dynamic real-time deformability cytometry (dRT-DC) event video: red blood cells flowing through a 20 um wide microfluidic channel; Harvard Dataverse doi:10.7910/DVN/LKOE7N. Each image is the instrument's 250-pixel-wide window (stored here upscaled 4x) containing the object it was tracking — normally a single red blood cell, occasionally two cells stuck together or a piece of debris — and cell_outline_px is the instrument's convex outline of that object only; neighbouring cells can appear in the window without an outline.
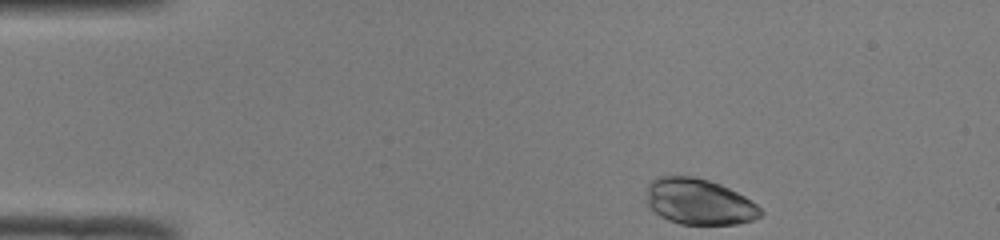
{"species": "common noctule bat (a hibernating species)", "species_latin": "Nyctalus noctula", "temperature_condition": "room temperature", "stored_images_in_passage": 43, "camera_frame_rate_fps": 3000, "um_per_image_px": 0.085, "animal": {"sex": "male", "body_mass_g": 19.0, "forearm_length_mm": 50.8}, "frame": {"image": 1, "passage_image": 1, "time_ms": 0.0, "image_size_px": [1000, 240], "cell_outline_px": [[764, 212], [760, 216], [752, 220], [736, 224], [680, 224], [668, 220], [660, 216], [648, 208], [648, 184], [656, 176], [692, 176], [708, 180], [720, 184], [752, 200]], "centroid_in_image_um": [59.41, 17.15], "position_along_channel_um": 25.6, "area_um2": 30.52}}